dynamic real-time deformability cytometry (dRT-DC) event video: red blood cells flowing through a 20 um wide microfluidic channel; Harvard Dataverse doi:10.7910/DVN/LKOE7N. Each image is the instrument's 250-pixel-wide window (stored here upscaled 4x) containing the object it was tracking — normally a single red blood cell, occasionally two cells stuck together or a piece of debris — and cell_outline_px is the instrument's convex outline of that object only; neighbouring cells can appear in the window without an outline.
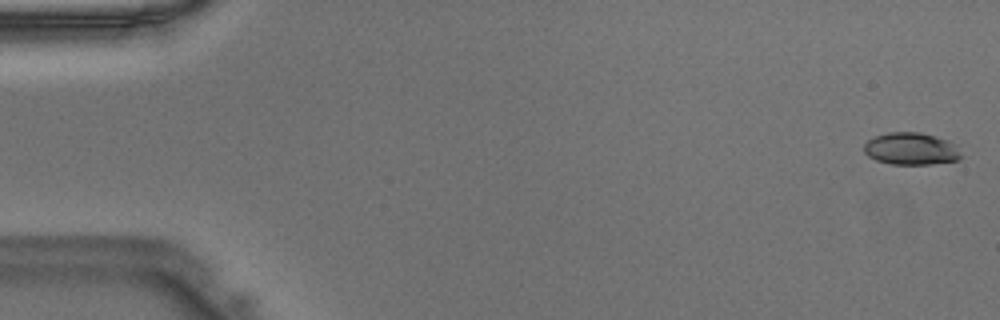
{"species": "Egyptian fruit bat (a non-hibernating species)", "species_latin": "Rousettus aegyptiacus", "temperature_condition": "warm", "stored_images_in_passage": 47, "camera_frame_rate_fps": 3000, "um_per_image_px": 0.085, "animal": {"sex": "male"}, "frame": {"image": 1, "passage_image": 1, "time_ms": 0.0, "image_size_px": [1000, 320], "cell_outline_px": [[964, 156], [956, 160], [932, 164], [892, 164], [876, 160], [868, 156], [864, 152], [864, 144], [868, 140], [876, 136], [888, 132], [920, 132], [948, 140]], "centroid_in_image_um": [77.42, 12.65], "position_along_channel_um": 7.6, "area_um2": 18.09}}
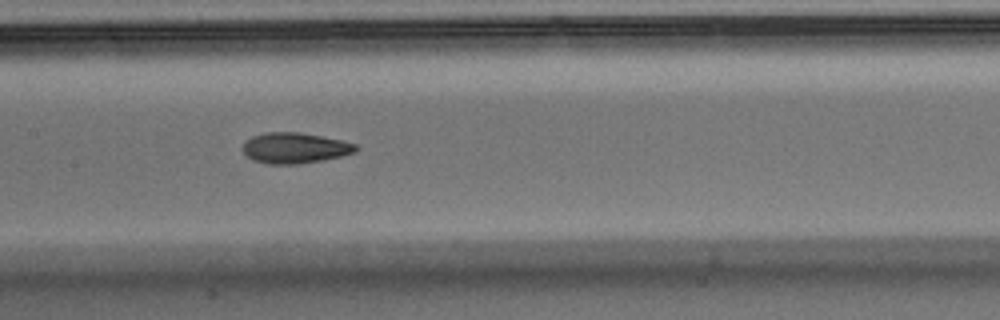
{"frame": {"image": 2, "passage_image": 23, "time_ms": 7.333, "image_size_px": [1000, 320], "cell_outline_px": [[356, 152], [340, 156], [320, 160], [296, 164], [268, 164], [252, 160], [244, 152], [244, 140], [252, 136], [264, 132], [300, 132], [340, 140], [356, 144]], "centroid_in_image_um": [25.01, 12.57], "position_along_channel_um": 182.4, "area_um2": 20.0}}
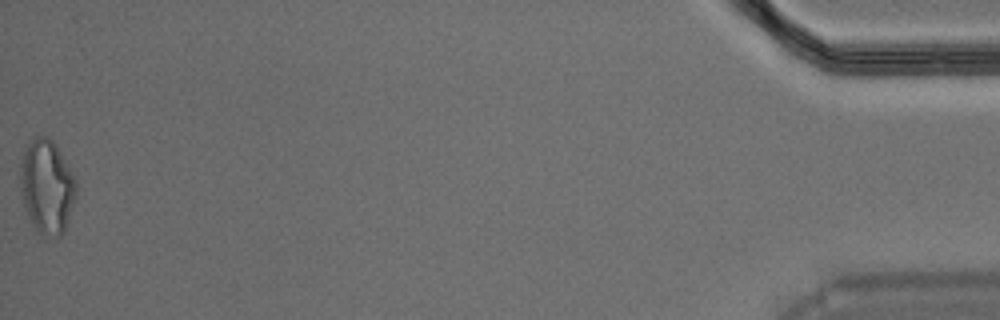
{"frame": {"image": 3, "passage_image": 47, "time_ms": 15.333, "image_size_px": [1000, 320], "cell_outline_px": [[76, 196], [64, 232], [60, 236], [44, 236], [32, 224], [24, 208], [20, 192], [20, 164], [24, 144], [36, 136], [48, 136], [56, 144], [76, 180]], "centroid_in_image_um": [3.95, 15.82], "position_along_channel_um": 431.2, "area_um2": 30.92}}